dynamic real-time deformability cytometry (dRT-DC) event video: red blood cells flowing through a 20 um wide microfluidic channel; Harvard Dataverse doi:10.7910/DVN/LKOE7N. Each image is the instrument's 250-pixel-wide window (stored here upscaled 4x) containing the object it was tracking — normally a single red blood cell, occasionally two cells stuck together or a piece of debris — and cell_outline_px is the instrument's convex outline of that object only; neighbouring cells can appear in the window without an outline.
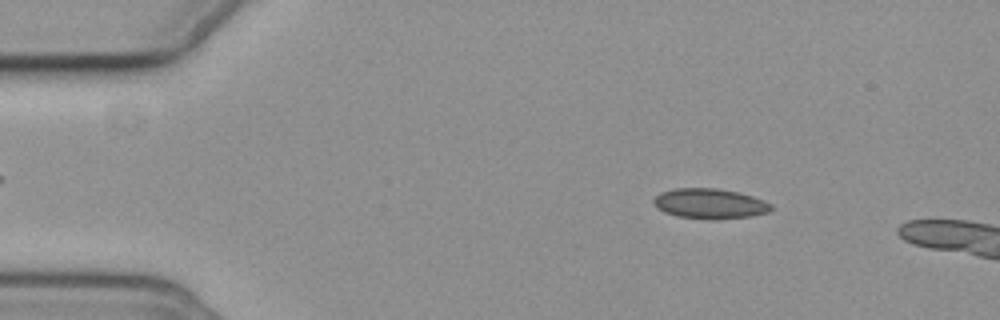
{"species": "common noctule bat (a hibernating species)", "species_latin": "Nyctalus noctula", "temperature_condition": "cold", "stored_images_in_passage": 3, "camera_frame_rate_fps": 3000, "um_per_image_px": 0.085, "animal": {"sex": "female", "body_mass_g": 19.3, "forearm_length_mm": 54.1}, "frame": {"image": 1, "passage_image": 1, "time_ms": 0.0, "image_size_px": [1000, 320], "cell_outline_px": [[772, 208], [768, 212], [748, 216], [712, 220], [708, 220], [676, 216], [664, 212], [652, 200], [660, 192], [676, 188], [716, 188], [736, 192], [752, 196], [764, 200], [772, 204]], "centroid_in_image_um": [60.33, 17.31], "position_along_channel_um": 24.7, "area_um2": 20.52}}